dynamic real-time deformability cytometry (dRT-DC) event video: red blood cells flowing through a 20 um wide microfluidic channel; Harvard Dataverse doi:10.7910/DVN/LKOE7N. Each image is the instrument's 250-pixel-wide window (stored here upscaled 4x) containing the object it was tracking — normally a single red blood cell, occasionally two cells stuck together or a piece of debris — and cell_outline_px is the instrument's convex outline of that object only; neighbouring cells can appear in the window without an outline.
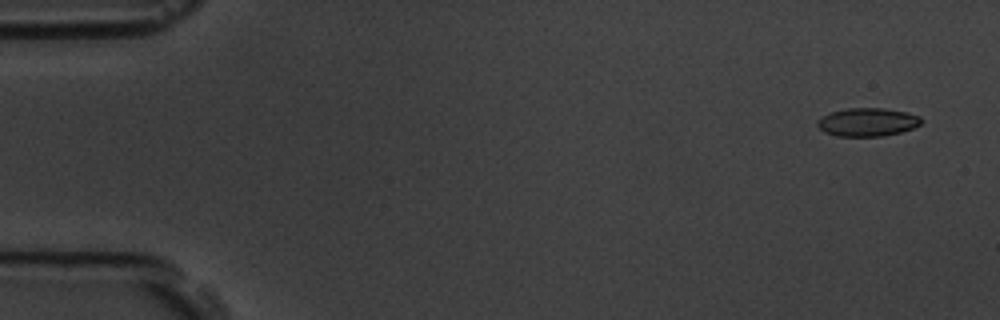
{"species": "common noctule bat (a hibernating species)", "species_latin": "Nyctalus noctula", "temperature_condition": "room temperature", "stored_images_in_passage": 5, "camera_frame_rate_fps": 3000, "um_per_image_px": 0.085, "animal": {"sex": "male", "body_mass_g": 19.5, "forearm_length_mm": 54.6}, "frame": {"image": 1, "passage_image": 1, "time_ms": 0.0, "image_size_px": [1000, 320], "cell_outline_px": [[924, 120], [920, 124], [912, 128], [900, 132], [884, 136], [836, 136], [824, 132], [816, 124], [816, 120], [820, 116], [832, 112], [848, 108], [884, 108], [908, 112], [920, 116]], "centroid_in_image_um": [73.73, 10.37], "position_along_channel_um": 11.3, "area_um2": 17.28}}
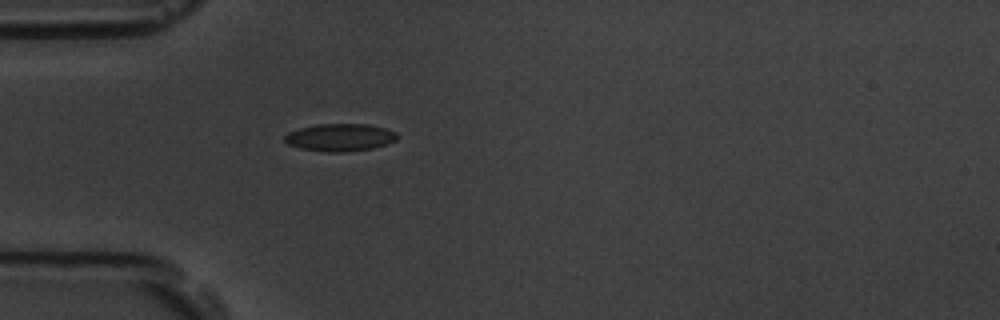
{"frame": {"image": 2, "passage_image": 5, "time_ms": 1.333, "image_size_px": [1000, 320], "cell_outline_px": [[400, 136], [396, 140], [372, 148], [344, 152], [324, 152], [300, 148], [288, 144], [284, 140], [284, 136], [288, 132], [300, 128], [316, 124], [368, 124], [384, 128], [396, 132]], "centroid_in_image_um": [28.89, 11.68], "position_along_channel_um": 56.1, "area_um2": 18.03}}